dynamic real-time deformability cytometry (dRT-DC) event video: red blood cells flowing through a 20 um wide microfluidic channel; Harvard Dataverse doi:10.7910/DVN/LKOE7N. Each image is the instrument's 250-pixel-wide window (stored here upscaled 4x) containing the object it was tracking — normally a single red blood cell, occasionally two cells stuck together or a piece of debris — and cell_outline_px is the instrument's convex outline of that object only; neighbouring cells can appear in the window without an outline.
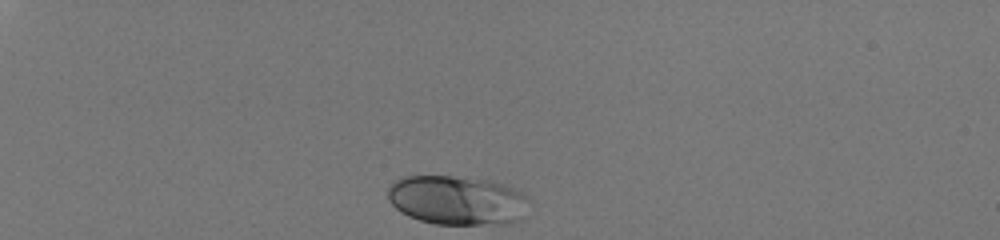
{"species": "human", "species_latin": "Homo sapiens", "temperature_condition": "room temperature", "stored_images_in_passage": 33, "camera_frame_rate_fps": 3000, "um_per_image_px": 0.085, "donor": {"sex": "male"}, "frame": {"image": 1, "passage_image": 1, "time_ms": 0.0, "image_size_px": [1000, 240], "cell_outline_px": [[528, 200], [520, 220], [512, 224], [436, 224], [420, 220], [408, 216], [400, 212], [388, 200], [388, 188], [396, 180], [404, 176], [452, 176], [492, 180], [504, 184], [520, 192]], "centroid_in_image_um": [38.83, 17.02], "position_along_channel_um": 46.2, "area_um2": 40.52}}
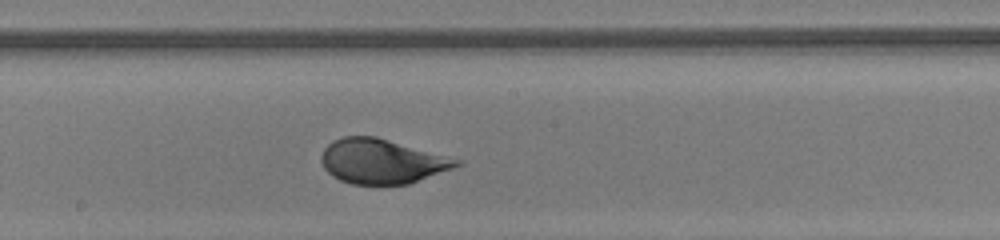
{"frame": {"image": 2, "passage_image": 19, "time_ms": 6.0, "image_size_px": [1000, 240], "cell_outline_px": [[464, 164], [408, 184], [352, 184], [340, 180], [332, 176], [324, 168], [320, 160], [320, 156], [324, 148], [332, 140], [344, 136], [376, 136], [464, 160]], "centroid_in_image_um": [32.46, 13.7], "position_along_channel_um": 215.7, "area_um2": 35.37}}
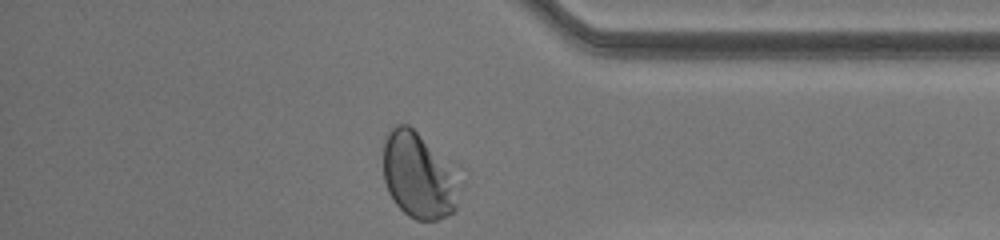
{"frame": {"image": 3, "passage_image": 33, "time_ms": 10.667, "image_size_px": [1000, 240], "cell_outline_px": [[464, 184], [456, 208], [448, 216], [436, 220], [416, 220], [408, 216], [396, 204], [388, 192], [384, 180], [384, 136], [396, 124], [408, 124], [464, 180]], "centroid_in_image_um": [35.62, 14.97], "position_along_channel_um": 399.6, "area_um2": 38.38}, "authors_computed_cell_mechanics": {"area_um2": 36.6452, "velocity_mm_per_s": 4.0716, "shape_relaxation_time_tau1_ms": 2.26, "shape_relaxation_time_tau2_ms": null, "deformation_change_tau1": 0.1592, "deformation_change_tau2": null}}